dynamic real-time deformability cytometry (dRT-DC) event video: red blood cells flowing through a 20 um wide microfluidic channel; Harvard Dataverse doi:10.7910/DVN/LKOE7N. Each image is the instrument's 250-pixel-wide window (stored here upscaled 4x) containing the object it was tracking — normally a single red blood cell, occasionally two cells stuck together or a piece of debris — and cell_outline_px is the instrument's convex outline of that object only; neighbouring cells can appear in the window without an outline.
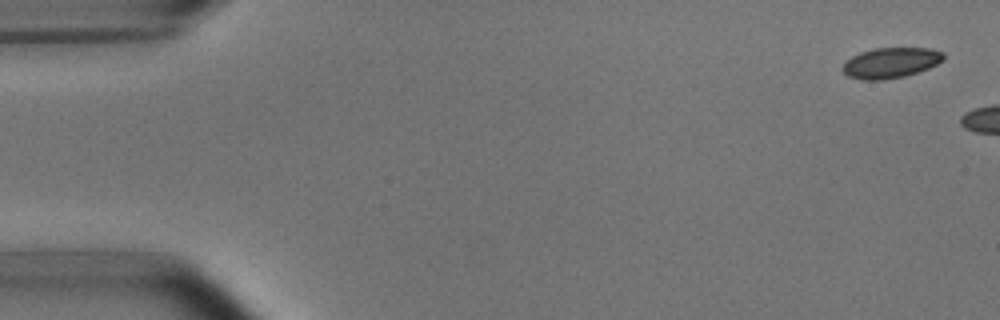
{"species": "common noctule bat (a hibernating species)", "species_latin": "Nyctalus noctula", "temperature_condition": "room temperature", "stored_images_in_passage": 3, "camera_frame_rate_fps": 3000, "um_per_image_px": 0.085, "animal": {"sex": "male", "body_mass_g": 15.6}, "frame": {"image": 1, "passage_image": 1, "time_ms": 0.0, "image_size_px": [1000, 320], "cell_outline_px": [[944, 60], [928, 68], [904, 76], [880, 80], [860, 80], [848, 76], [840, 68], [852, 56], [860, 52], [876, 48], [928, 48], [944, 52]], "centroid_in_image_um": [75.7, 5.33], "position_along_channel_um": 9.3, "area_um2": 17.8}}